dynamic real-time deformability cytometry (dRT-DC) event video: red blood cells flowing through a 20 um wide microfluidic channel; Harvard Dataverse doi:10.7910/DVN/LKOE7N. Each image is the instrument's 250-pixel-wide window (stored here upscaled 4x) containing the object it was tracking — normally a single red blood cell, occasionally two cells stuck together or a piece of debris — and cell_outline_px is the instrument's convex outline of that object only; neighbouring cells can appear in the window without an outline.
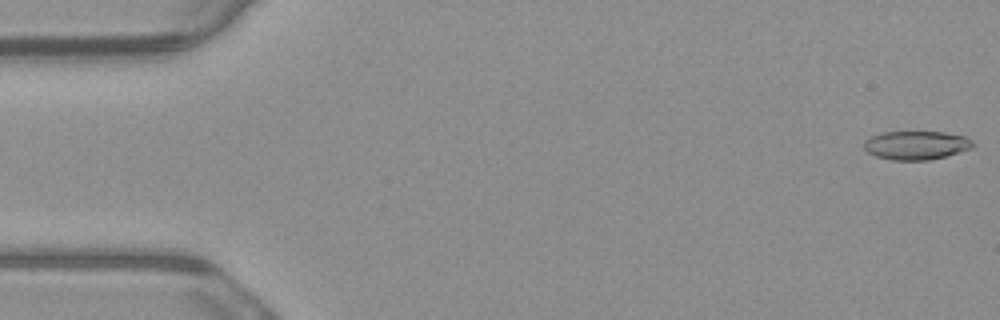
{"species": "common noctule bat (a hibernating species)", "species_latin": "Nyctalus noctula", "temperature_condition": "warm", "stored_images_in_passage": 4, "camera_frame_rate_fps": 3000, "um_per_image_px": 0.085, "animal": {"sex": "male", "body_mass_g": 23.1, "forearm_length_mm": 52.7}, "frame": {"image": 1, "passage_image": 1, "time_ms": 0.0, "image_size_px": [1000, 320], "cell_outline_px": [[976, 144], [972, 148], [944, 156], [928, 160], [892, 160], [876, 156], [868, 152], [864, 148], [864, 140], [872, 136], [884, 132], [944, 132], [964, 136], [972, 140]], "centroid_in_image_um": [77.88, 12.34], "position_along_channel_um": 7.1, "area_um2": 18.09}}
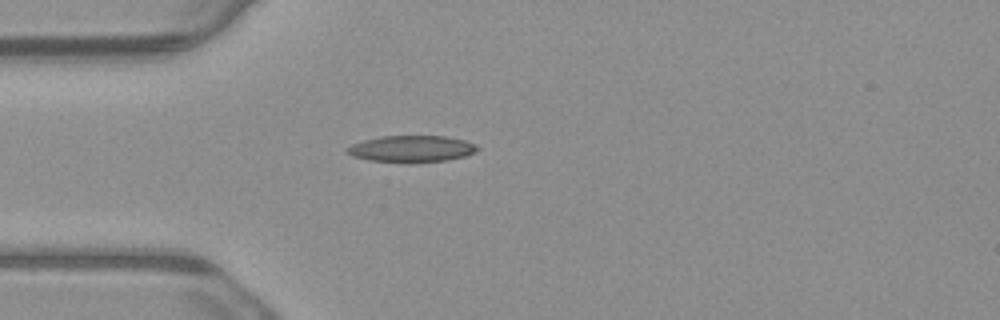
{"frame": {"image": 2, "passage_image": 4, "time_ms": 1.0, "image_size_px": [1000, 320], "cell_outline_px": [[480, 148], [476, 152], [464, 156], [448, 160], [408, 164], [368, 160], [352, 156], [344, 152], [344, 148], [352, 144], [364, 140], [380, 136], [444, 136], [464, 140], [476, 144]], "centroid_in_image_um": [34.95, 12.67], "position_along_channel_um": 50.1, "area_um2": 20.69}}